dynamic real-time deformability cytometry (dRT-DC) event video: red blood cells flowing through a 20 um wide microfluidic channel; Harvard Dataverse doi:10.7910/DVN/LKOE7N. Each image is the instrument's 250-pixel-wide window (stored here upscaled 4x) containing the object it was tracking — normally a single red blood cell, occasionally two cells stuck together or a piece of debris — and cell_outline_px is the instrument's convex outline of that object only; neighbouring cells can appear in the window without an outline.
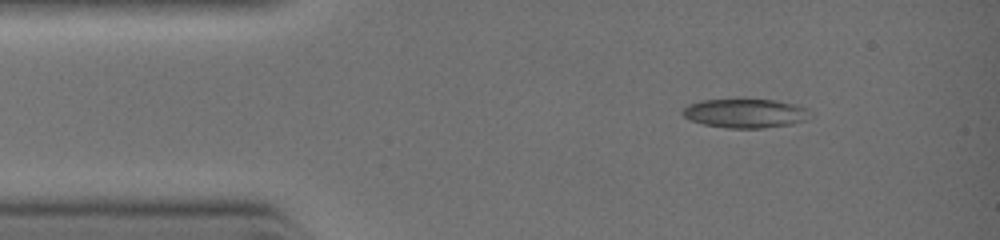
{"species": "common noctule bat (a hibernating species)", "species_latin": "Nyctalus noctula", "temperature_condition": "warm", "stored_images_in_passage": 3, "camera_frame_rate_fps": 3000, "um_per_image_px": 0.085, "animal": {"sex": "female", "body_mass_g": 19.0, "forearm_length_mm": 51.5}, "frame": {"image": 1, "passage_image": 1, "time_ms": 0.0, "image_size_px": [1000, 240], "cell_outline_px": [[816, 116], [792, 124], [764, 128], [728, 128], [704, 124], [692, 120], [684, 116], [680, 112], [688, 104], [700, 100], [736, 96], [776, 100], [796, 104], [808, 108]], "centroid_in_image_um": [63.39, 9.57], "position_along_channel_um": 21.6, "area_um2": 22.83}}